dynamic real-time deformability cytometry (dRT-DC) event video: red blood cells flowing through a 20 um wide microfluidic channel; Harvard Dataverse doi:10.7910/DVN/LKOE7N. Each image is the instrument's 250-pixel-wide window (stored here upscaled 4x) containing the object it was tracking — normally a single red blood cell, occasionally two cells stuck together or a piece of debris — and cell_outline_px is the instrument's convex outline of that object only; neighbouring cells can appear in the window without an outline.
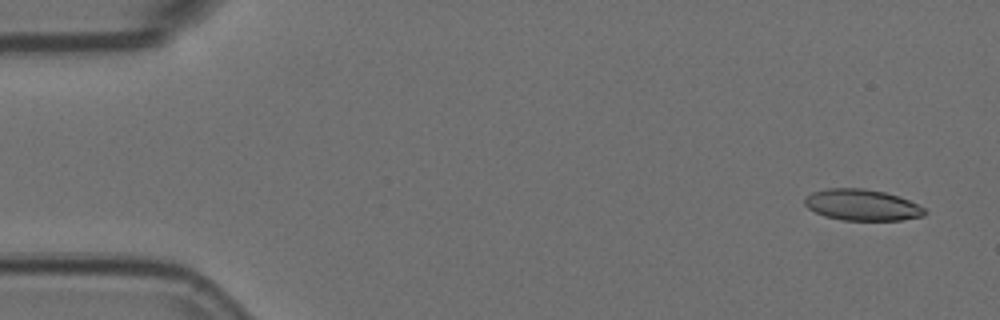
{"species": "Egyptian fruit bat (a non-hibernating species)", "species_latin": "Rousettus aegyptiacus", "temperature_condition": "room temperature", "stored_images_in_passage": 4, "camera_frame_rate_fps": 3000, "um_per_image_px": 0.085, "animal": {"sex": "female"}, "frame": {"image": 1, "passage_image": 1, "time_ms": 0.0, "image_size_px": [1000, 320], "cell_outline_px": [[928, 212], [924, 216], [900, 220], [840, 220], [824, 216], [808, 208], [804, 204], [804, 196], [812, 192], [828, 188], [864, 188], [884, 192], [900, 196], [924, 208]], "centroid_in_image_um": [73.25, 17.42], "position_along_channel_um": 11.7, "area_um2": 21.96}}
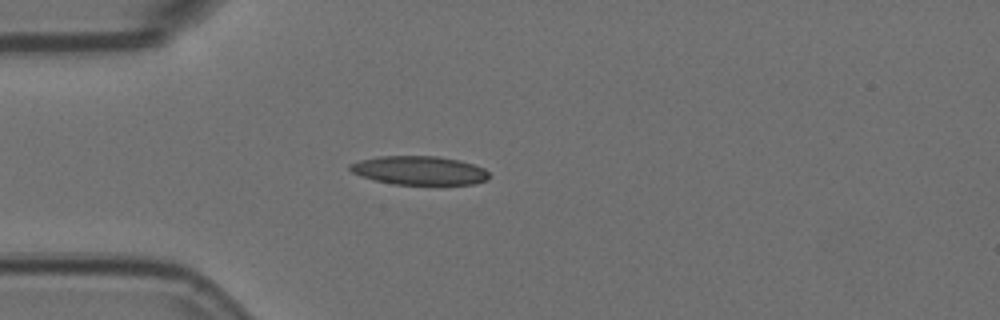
{"frame": {"image": 2, "passage_image": 4, "time_ms": 1.0, "image_size_px": [1000, 320], "cell_outline_px": [[488, 180], [472, 184], [392, 184], [360, 176], [352, 172], [348, 168], [348, 164], [360, 160], [380, 156], [436, 156], [460, 160], [484, 168], [488, 172]], "centroid_in_image_um": [35.62, 14.48], "position_along_channel_um": 49.4, "area_um2": 23.24}}